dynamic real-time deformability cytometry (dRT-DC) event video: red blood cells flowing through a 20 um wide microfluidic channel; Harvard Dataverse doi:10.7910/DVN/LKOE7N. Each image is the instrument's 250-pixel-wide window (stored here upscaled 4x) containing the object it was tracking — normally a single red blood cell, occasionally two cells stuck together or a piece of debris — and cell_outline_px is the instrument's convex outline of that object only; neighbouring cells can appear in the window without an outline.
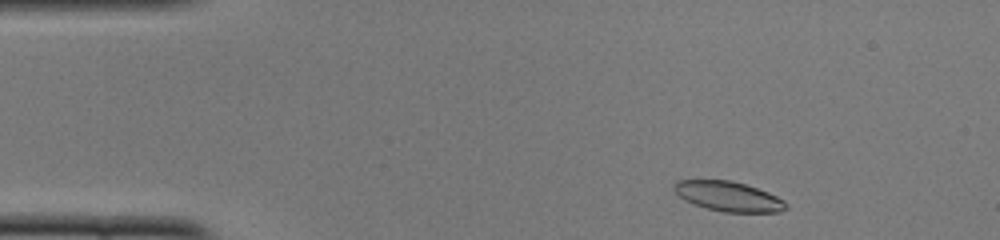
{"species": "common noctule bat (a hibernating species)", "species_latin": "Nyctalus noctula", "temperature_condition": "cold", "stored_images_in_passage": 45, "camera_frame_rate_fps": 3000, "um_per_image_px": 0.085, "animal": {"sex": "female", "body_mass_g": 22.0, "forearm_length_mm": 56.7}, "frame": {"image": 1, "passage_image": 2, "time_ms": 0.333, "image_size_px": [1000, 240], "cell_outline_px": [[788, 208], [780, 212], [724, 212], [708, 208], [684, 200], [672, 188], [672, 184], [676, 180], [732, 180], [768, 192], [784, 200], [788, 204]], "centroid_in_image_um": [61.92, 16.68], "position_along_channel_um": 23.1, "area_um2": 19.42}}
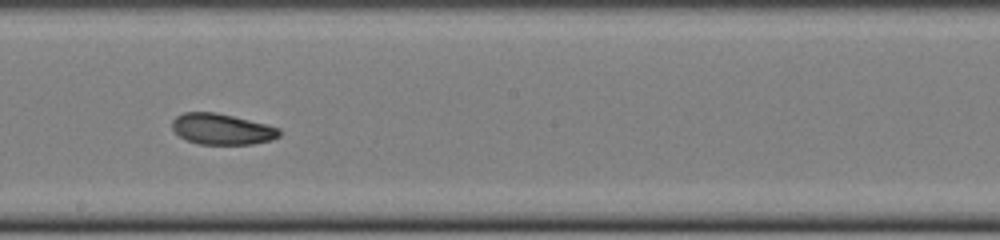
{"frame": {"image": 2, "passage_image": 23, "time_ms": 7.333, "image_size_px": [1000, 240], "cell_outline_px": [[280, 136], [272, 140], [252, 144], [200, 144], [188, 140], [180, 136], [172, 128], [172, 120], [176, 116], [184, 112], [216, 112], [280, 128]], "centroid_in_image_um": [18.86, 10.97], "position_along_channel_um": 229.3, "area_um2": 19.13}}
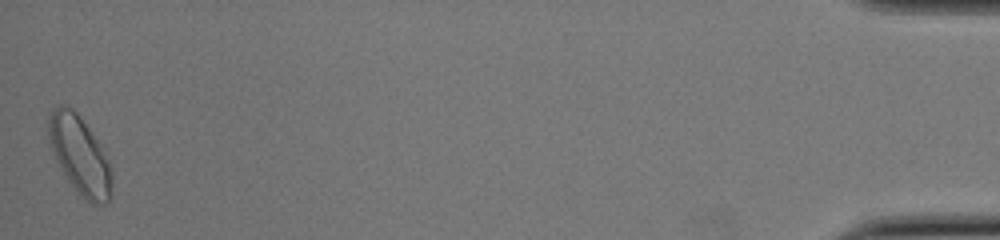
{"frame": {"image": 3, "passage_image": 45, "time_ms": 14.667, "image_size_px": [1000, 240], "cell_outline_px": [[112, 196], [104, 204], [92, 204], [84, 200], [68, 180], [52, 152], [48, 136], [48, 116], [60, 104], [72, 108], [76, 112], [100, 144], [108, 160], [112, 172]], "centroid_in_image_um": [6.8, 13.23], "position_along_channel_um": 428.4, "area_um2": 28.55}, "authors_computed_cell_mechanics": {"area_um2": 20.2878, "velocity_mm_per_s": 3.9696, "shape_relaxation_time_tau1_ms": 4.4819, "shape_relaxation_time_tau2_ms": 7.5316, "deformation_change_tau1": 0.1154, "deformation_change_tau2": 0.1209}}